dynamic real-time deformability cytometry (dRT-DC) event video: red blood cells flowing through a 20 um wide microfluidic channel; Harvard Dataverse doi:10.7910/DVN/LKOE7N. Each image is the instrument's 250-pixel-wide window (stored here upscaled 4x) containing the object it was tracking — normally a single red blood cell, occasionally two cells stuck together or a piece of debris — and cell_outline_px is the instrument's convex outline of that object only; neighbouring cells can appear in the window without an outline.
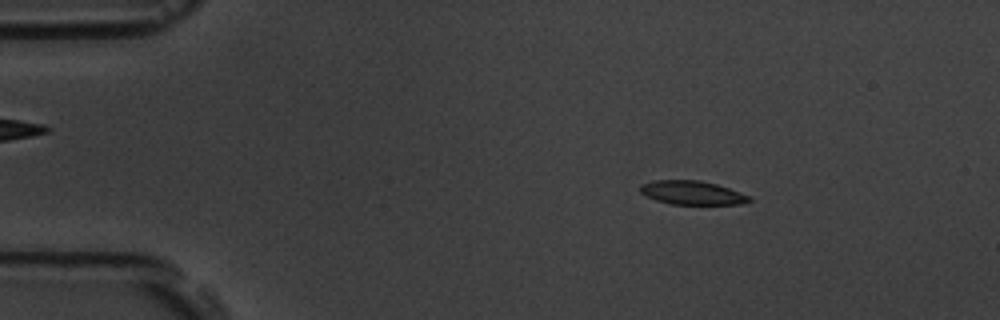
{"species": "common noctule bat (a hibernating species)", "species_latin": "Nyctalus noctula", "temperature_condition": "room temperature", "stored_images_in_passage": 47, "camera_frame_rate_fps": 3000, "um_per_image_px": 0.085, "animal": {"sex": "male", "body_mass_g": 19.5, "forearm_length_mm": 54.6}, "frame": {"image": 1, "passage_image": 2, "time_ms": 0.333, "image_size_px": [1000, 320], "cell_outline_px": [[752, 200], [740, 204], [672, 204], [656, 200], [640, 192], [640, 184], [652, 180], [700, 180], [716, 184], [752, 196]], "centroid_in_image_um": [58.83, 16.37], "position_along_channel_um": 26.2, "area_um2": 15.09}}
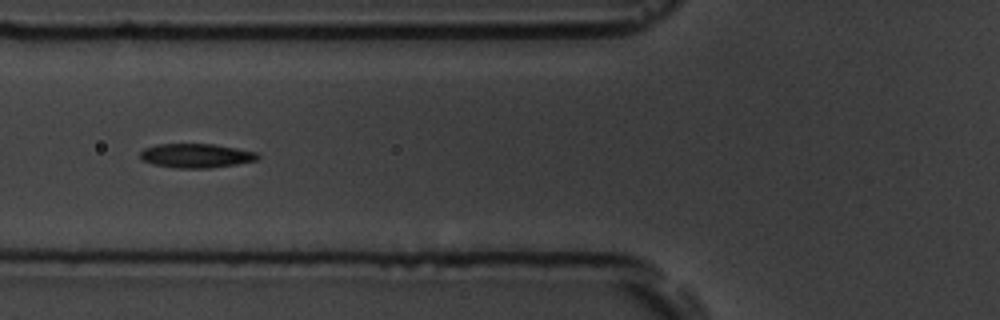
{"frame": {"image": 2, "passage_image": 14, "time_ms": 4.333, "image_size_px": [1000, 320], "cell_outline_px": [[260, 156], [256, 160], [236, 164], [208, 168], [176, 168], [152, 164], [140, 160], [140, 152], [144, 148], [156, 144], [212, 144], [236, 148], [256, 152]], "centroid_in_image_um": [16.62, 13.23], "position_along_channel_um": 109.2, "area_um2": 16.53}}
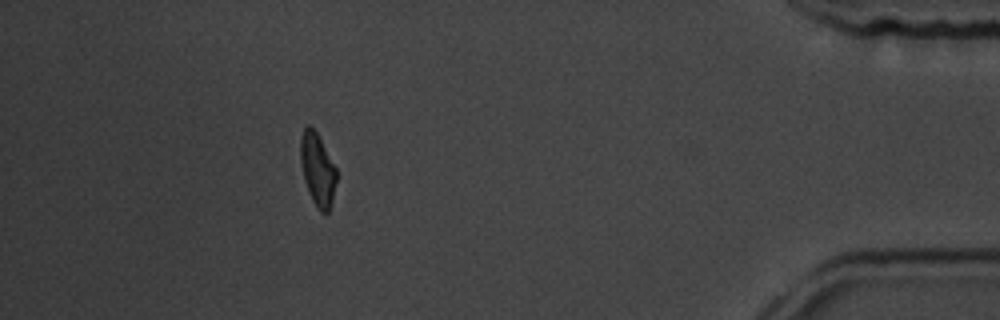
{"frame": {"image": 3, "passage_image": 42, "time_ms": 13.667, "image_size_px": [1000, 320], "cell_outline_px": [[336, 180], [332, 200], [328, 212], [320, 212], [316, 208], [308, 192], [304, 180], [300, 160], [300, 136], [304, 128], [308, 124], [316, 132], [336, 168]], "centroid_in_image_um": [26.96, 14.41], "position_along_channel_um": 408.2, "area_um2": 15.09}, "authors_computed_cell_mechanics": {"area_um2": 16.2418, "velocity_mm_per_s": 3.7829, "shape_relaxation_time_tau1_ms": 3.7909, "shape_relaxation_time_tau2_ms": 2.0492, "deformation_change_tau1": 0.1329, "deformation_change_tau2": 0.0751}}